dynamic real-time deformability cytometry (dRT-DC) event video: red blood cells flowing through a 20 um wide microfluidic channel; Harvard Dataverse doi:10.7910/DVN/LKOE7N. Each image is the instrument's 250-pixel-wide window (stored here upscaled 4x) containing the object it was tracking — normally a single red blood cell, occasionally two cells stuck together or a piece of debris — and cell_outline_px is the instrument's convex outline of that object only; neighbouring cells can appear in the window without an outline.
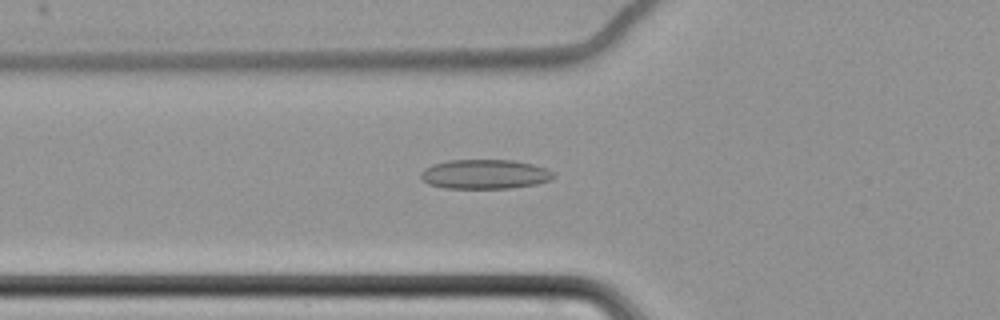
{"species": "common noctule bat (a hibernating species)", "species_latin": "Nyctalus noctula", "temperature_condition": "cold", "stored_images_in_passage": 62, "camera_frame_rate_fps": 3000, "um_per_image_px": 0.085, "animal": {"sex": "female", "body_mass_g": 22.7, "forearm_length_mm": 54.2}, "frame": {"image": 1, "passage_image": 25, "time_ms": 8.0, "image_size_px": [1000, 320], "cell_outline_px": [[556, 176], [552, 180], [536, 184], [512, 188], [444, 188], [428, 184], [420, 176], [420, 172], [424, 168], [432, 164], [448, 160], [512, 160], [532, 164], [544, 168], [552, 172]], "centroid_in_image_um": [41.19, 14.81], "position_along_channel_um": 84.6, "area_um2": 22.83}}
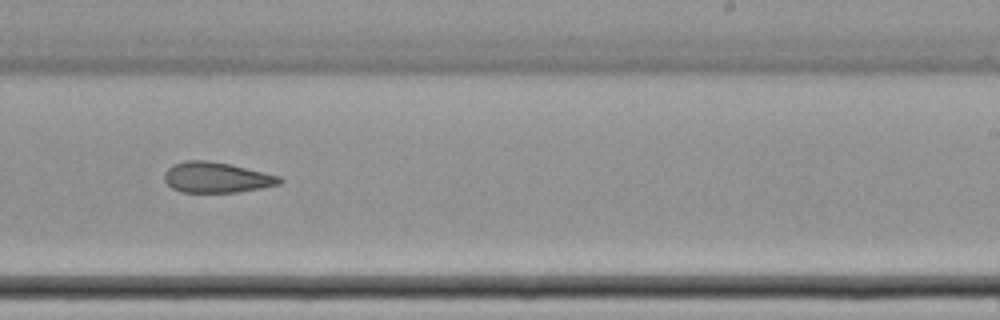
{"frame": {"image": 2, "passage_image": 41, "time_ms": 13.333, "image_size_px": [1000, 320], "cell_outline_px": [[284, 180], [280, 184], [240, 192], [180, 192], [172, 188], [164, 180], [164, 172], [172, 164], [184, 160], [208, 160], [228, 164], [264, 172], [280, 176]], "centroid_in_image_um": [18.38, 15.08], "position_along_channel_um": 270.6, "area_um2": 20.58}}
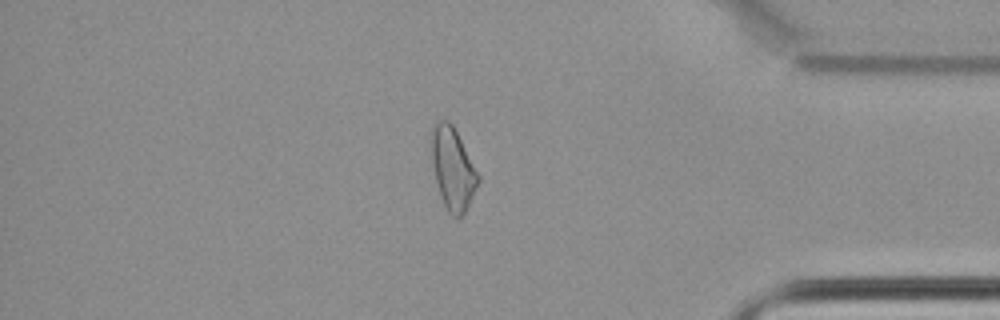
{"frame": {"image": 3, "passage_image": 54, "time_ms": 17.667, "image_size_px": [1000, 320], "cell_outline_px": [[480, 180], [464, 212], [456, 220], [448, 212], [440, 196], [432, 164], [428, 144], [428, 136], [432, 124], [440, 120], [448, 120], [452, 124], [480, 176]], "centroid_in_image_um": [38.42, 14.27], "position_along_channel_um": 396.8, "area_um2": 22.66}}